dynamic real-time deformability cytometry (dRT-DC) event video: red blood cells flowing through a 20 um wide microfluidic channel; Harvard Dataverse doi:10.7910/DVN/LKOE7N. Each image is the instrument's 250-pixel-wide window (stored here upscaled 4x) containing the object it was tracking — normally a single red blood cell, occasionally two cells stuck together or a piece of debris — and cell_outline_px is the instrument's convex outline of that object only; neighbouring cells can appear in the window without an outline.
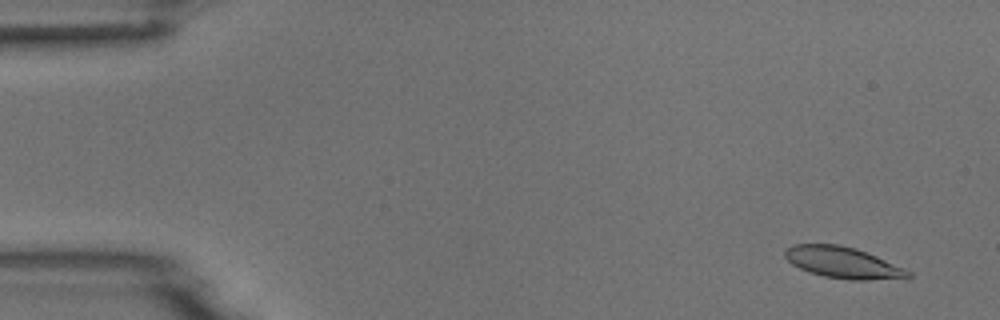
{"species": "common noctule bat (a hibernating species)", "species_latin": "Nyctalus noctula", "temperature_condition": "room temperature", "stored_images_in_passage": 5, "camera_frame_rate_fps": 3000, "um_per_image_px": 0.085, "animal": {"sex": "male", "body_mass_g": 18.8}, "frame": {"image": 1, "passage_image": 1, "time_ms": 0.0, "image_size_px": [1000, 320], "cell_outline_px": [[912, 276], [908, 280], [848, 280], [824, 276], [808, 272], [792, 264], [784, 256], [784, 252], [792, 244], [840, 244], [856, 248], [876, 256], [904, 268], [912, 272]], "centroid_in_image_um": [71.72, 22.34], "position_along_channel_um": 13.3, "area_um2": 22.89}}
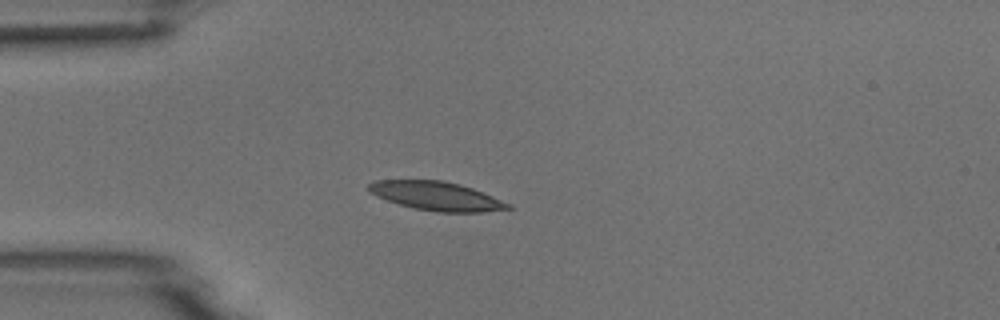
{"frame": {"image": 2, "passage_image": 4, "time_ms": 1.0, "image_size_px": [1000, 320], "cell_outline_px": [[512, 208], [484, 212], [436, 212], [412, 208], [376, 196], [368, 192], [368, 184], [372, 180], [444, 180], [460, 184], [484, 192], [512, 204]], "centroid_in_image_um": [37.1, 16.66], "position_along_channel_um": 47.9, "area_um2": 23.58}}